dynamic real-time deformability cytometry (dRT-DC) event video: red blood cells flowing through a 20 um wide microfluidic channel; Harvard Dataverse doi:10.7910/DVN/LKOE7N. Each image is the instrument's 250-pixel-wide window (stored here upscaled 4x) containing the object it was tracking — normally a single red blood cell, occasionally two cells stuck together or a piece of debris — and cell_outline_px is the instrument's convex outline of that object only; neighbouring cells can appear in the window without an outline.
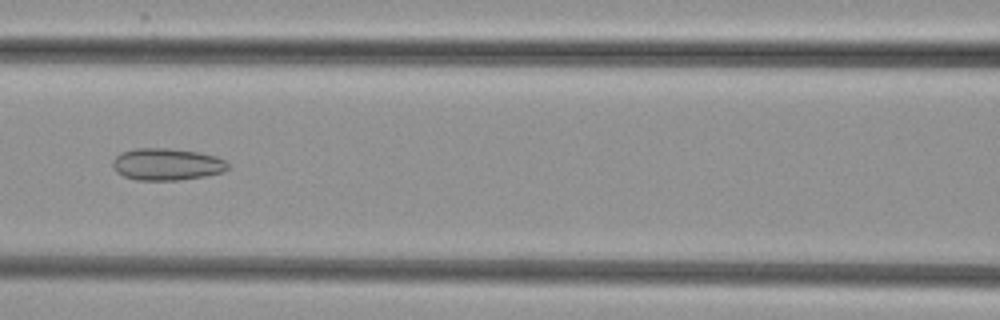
{"species": "common noctule bat (a hibernating species)", "species_latin": "Nyctalus noctula", "temperature_condition": "cold", "stored_images_in_passage": 53, "camera_frame_rate_fps": 3000, "um_per_image_px": 0.085, "animal": {"sex": "female", "body_mass_g": 29.2, "forearm_length_mm": 56.3}, "frame": {"image": 1, "passage_image": 24, "time_ms": 7.667, "image_size_px": [1000, 320], "cell_outline_px": [[228, 168], [224, 172], [208, 176], [180, 180], [136, 180], [124, 176], [116, 172], [112, 164], [112, 160], [120, 152], [136, 148], [168, 148], [200, 152], [216, 156], [224, 160], [228, 164]], "centroid_in_image_um": [14.18, 13.96], "position_along_channel_um": 152.4, "area_um2": 21.73}}
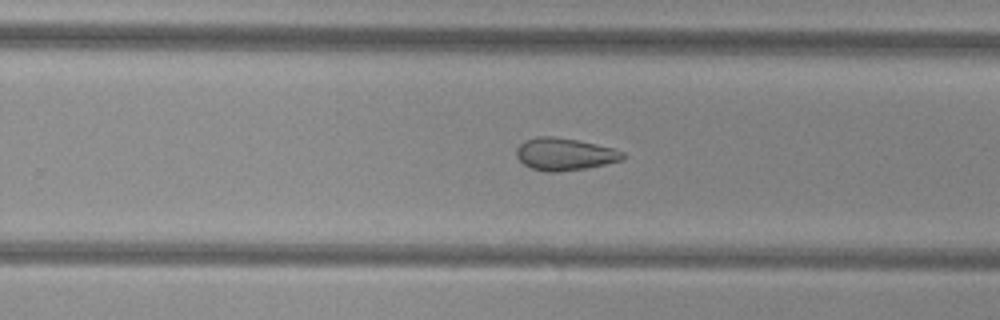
{"frame": {"image": 2, "passage_image": 34, "time_ms": 11.0, "image_size_px": [1000, 320], "cell_outline_px": [[624, 160], [584, 168], [556, 172], [548, 172], [532, 168], [524, 164], [516, 156], [516, 148], [524, 140], [540, 136], [552, 136], [576, 140], [596, 144], [612, 148], [624, 152]], "centroid_in_image_um": [47.98, 13.1], "position_along_channel_um": 281.8, "area_um2": 19.83}}
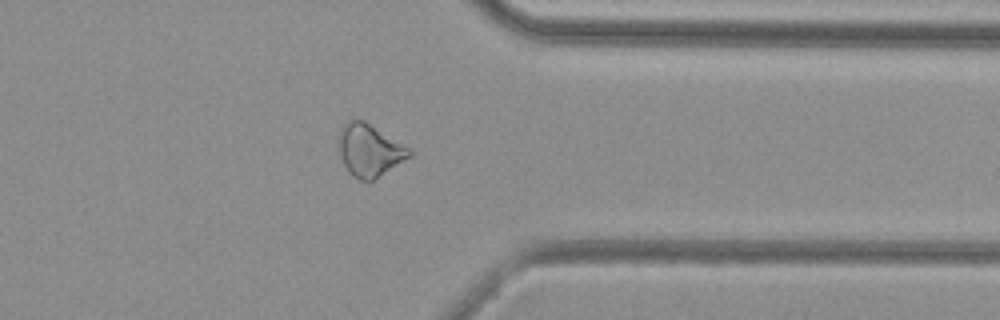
{"frame": {"image": 3, "passage_image": 42, "time_ms": 13.667, "image_size_px": [1000, 320], "cell_outline_px": [[412, 156], [372, 180], [360, 180], [352, 176], [348, 172], [340, 156], [340, 136], [344, 124], [348, 120], [364, 120], [408, 148], [412, 152]], "centroid_in_image_um": [31.4, 12.79], "position_along_channel_um": 380.0, "area_um2": 20.87}}